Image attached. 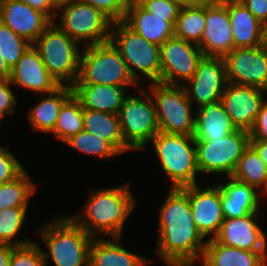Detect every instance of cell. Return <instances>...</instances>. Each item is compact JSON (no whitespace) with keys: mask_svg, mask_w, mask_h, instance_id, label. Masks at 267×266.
<instances>
[{"mask_svg":"<svg viewBox=\"0 0 267 266\" xmlns=\"http://www.w3.org/2000/svg\"><path fill=\"white\" fill-rule=\"evenodd\" d=\"M110 41L119 50L130 74L139 85L145 80L149 83L160 82L159 45L148 42L123 21L112 23Z\"/></svg>","mask_w":267,"mask_h":266,"instance_id":"6","label":"cell"},{"mask_svg":"<svg viewBox=\"0 0 267 266\" xmlns=\"http://www.w3.org/2000/svg\"><path fill=\"white\" fill-rule=\"evenodd\" d=\"M206 1L182 7L179 11L174 36L199 45L205 29Z\"/></svg>","mask_w":267,"mask_h":266,"instance_id":"30","label":"cell"},{"mask_svg":"<svg viewBox=\"0 0 267 266\" xmlns=\"http://www.w3.org/2000/svg\"><path fill=\"white\" fill-rule=\"evenodd\" d=\"M83 130L108 141L121 155L132 151L124 142L118 114L83 109Z\"/></svg>","mask_w":267,"mask_h":266,"instance_id":"29","label":"cell"},{"mask_svg":"<svg viewBox=\"0 0 267 266\" xmlns=\"http://www.w3.org/2000/svg\"><path fill=\"white\" fill-rule=\"evenodd\" d=\"M13 89L10 79H0V114L3 117L12 116L16 111L18 98Z\"/></svg>","mask_w":267,"mask_h":266,"instance_id":"41","label":"cell"},{"mask_svg":"<svg viewBox=\"0 0 267 266\" xmlns=\"http://www.w3.org/2000/svg\"><path fill=\"white\" fill-rule=\"evenodd\" d=\"M204 54L197 44L175 36L160 46V82L171 85H184L197 70Z\"/></svg>","mask_w":267,"mask_h":266,"instance_id":"12","label":"cell"},{"mask_svg":"<svg viewBox=\"0 0 267 266\" xmlns=\"http://www.w3.org/2000/svg\"><path fill=\"white\" fill-rule=\"evenodd\" d=\"M168 1L179 5L181 8L186 6H192L199 2V0H168Z\"/></svg>","mask_w":267,"mask_h":266,"instance_id":"48","label":"cell"},{"mask_svg":"<svg viewBox=\"0 0 267 266\" xmlns=\"http://www.w3.org/2000/svg\"><path fill=\"white\" fill-rule=\"evenodd\" d=\"M231 177L255 187L258 191L263 187L267 177V168L250 144L244 150Z\"/></svg>","mask_w":267,"mask_h":266,"instance_id":"34","label":"cell"},{"mask_svg":"<svg viewBox=\"0 0 267 266\" xmlns=\"http://www.w3.org/2000/svg\"><path fill=\"white\" fill-rule=\"evenodd\" d=\"M123 22L148 42L161 46L174 36V26L167 19L155 17L135 0H130Z\"/></svg>","mask_w":267,"mask_h":266,"instance_id":"26","label":"cell"},{"mask_svg":"<svg viewBox=\"0 0 267 266\" xmlns=\"http://www.w3.org/2000/svg\"><path fill=\"white\" fill-rule=\"evenodd\" d=\"M227 81L267 91V46L234 48L223 57Z\"/></svg>","mask_w":267,"mask_h":266,"instance_id":"15","label":"cell"},{"mask_svg":"<svg viewBox=\"0 0 267 266\" xmlns=\"http://www.w3.org/2000/svg\"><path fill=\"white\" fill-rule=\"evenodd\" d=\"M74 95L81 101L83 109L95 111H103L118 114L129 94L128 88H134L133 92H137L135 88L140 86H116L101 84H74Z\"/></svg>","mask_w":267,"mask_h":266,"instance_id":"23","label":"cell"},{"mask_svg":"<svg viewBox=\"0 0 267 266\" xmlns=\"http://www.w3.org/2000/svg\"><path fill=\"white\" fill-rule=\"evenodd\" d=\"M136 91L139 94L126 96L118 113L124 142L132 152L145 150L160 131L151 95L142 83Z\"/></svg>","mask_w":267,"mask_h":266,"instance_id":"9","label":"cell"},{"mask_svg":"<svg viewBox=\"0 0 267 266\" xmlns=\"http://www.w3.org/2000/svg\"><path fill=\"white\" fill-rule=\"evenodd\" d=\"M11 84L23 87L28 93L34 95L47 94L53 92L60 85L49 74L39 52L31 45L18 60V63L11 69Z\"/></svg>","mask_w":267,"mask_h":266,"instance_id":"20","label":"cell"},{"mask_svg":"<svg viewBox=\"0 0 267 266\" xmlns=\"http://www.w3.org/2000/svg\"><path fill=\"white\" fill-rule=\"evenodd\" d=\"M234 48L258 47L264 44L262 23L240 0H226Z\"/></svg>","mask_w":267,"mask_h":266,"instance_id":"27","label":"cell"},{"mask_svg":"<svg viewBox=\"0 0 267 266\" xmlns=\"http://www.w3.org/2000/svg\"><path fill=\"white\" fill-rule=\"evenodd\" d=\"M54 216L34 231L46 247H41L45 265L48 266L51 259L54 266H89L94 237L69 215Z\"/></svg>","mask_w":267,"mask_h":266,"instance_id":"3","label":"cell"},{"mask_svg":"<svg viewBox=\"0 0 267 266\" xmlns=\"http://www.w3.org/2000/svg\"><path fill=\"white\" fill-rule=\"evenodd\" d=\"M201 185L181 188L188 194L196 228L206 240H209L218 235L225 219L221 203V188L216 182L212 185Z\"/></svg>","mask_w":267,"mask_h":266,"instance_id":"13","label":"cell"},{"mask_svg":"<svg viewBox=\"0 0 267 266\" xmlns=\"http://www.w3.org/2000/svg\"><path fill=\"white\" fill-rule=\"evenodd\" d=\"M227 83L223 57L203 56L193 77L183 87L192 105L199 108L221 101Z\"/></svg>","mask_w":267,"mask_h":266,"instance_id":"14","label":"cell"},{"mask_svg":"<svg viewBox=\"0 0 267 266\" xmlns=\"http://www.w3.org/2000/svg\"><path fill=\"white\" fill-rule=\"evenodd\" d=\"M4 119V117L0 114V123L3 122L2 120Z\"/></svg>","mask_w":267,"mask_h":266,"instance_id":"52","label":"cell"},{"mask_svg":"<svg viewBox=\"0 0 267 266\" xmlns=\"http://www.w3.org/2000/svg\"><path fill=\"white\" fill-rule=\"evenodd\" d=\"M250 144L249 131L238 129L212 141H195L197 166L201 176L230 177ZM211 175V176H210Z\"/></svg>","mask_w":267,"mask_h":266,"instance_id":"11","label":"cell"},{"mask_svg":"<svg viewBox=\"0 0 267 266\" xmlns=\"http://www.w3.org/2000/svg\"><path fill=\"white\" fill-rule=\"evenodd\" d=\"M145 87L154 101L160 132L193 136L196 108L183 85L154 82Z\"/></svg>","mask_w":267,"mask_h":266,"instance_id":"10","label":"cell"},{"mask_svg":"<svg viewBox=\"0 0 267 266\" xmlns=\"http://www.w3.org/2000/svg\"><path fill=\"white\" fill-rule=\"evenodd\" d=\"M74 94L72 86L60 85L53 92L40 94L39 100L27 111L28 123L33 131L51 133L63 104Z\"/></svg>","mask_w":267,"mask_h":266,"instance_id":"24","label":"cell"},{"mask_svg":"<svg viewBox=\"0 0 267 266\" xmlns=\"http://www.w3.org/2000/svg\"><path fill=\"white\" fill-rule=\"evenodd\" d=\"M263 23L267 19V0H240Z\"/></svg>","mask_w":267,"mask_h":266,"instance_id":"44","label":"cell"},{"mask_svg":"<svg viewBox=\"0 0 267 266\" xmlns=\"http://www.w3.org/2000/svg\"><path fill=\"white\" fill-rule=\"evenodd\" d=\"M0 21L31 44L53 22L43 12L19 0H0Z\"/></svg>","mask_w":267,"mask_h":266,"instance_id":"19","label":"cell"},{"mask_svg":"<svg viewBox=\"0 0 267 266\" xmlns=\"http://www.w3.org/2000/svg\"><path fill=\"white\" fill-rule=\"evenodd\" d=\"M259 195H260V199H261L262 203L265 204L266 202H263V201L267 198V177H266V180H265L263 187L259 191Z\"/></svg>","mask_w":267,"mask_h":266,"instance_id":"49","label":"cell"},{"mask_svg":"<svg viewBox=\"0 0 267 266\" xmlns=\"http://www.w3.org/2000/svg\"><path fill=\"white\" fill-rule=\"evenodd\" d=\"M159 208L153 253L164 266H197L207 240L195 226L188 194L182 188L170 187Z\"/></svg>","mask_w":267,"mask_h":266,"instance_id":"1","label":"cell"},{"mask_svg":"<svg viewBox=\"0 0 267 266\" xmlns=\"http://www.w3.org/2000/svg\"><path fill=\"white\" fill-rule=\"evenodd\" d=\"M8 149L0 143V184L13 180L26 168Z\"/></svg>","mask_w":267,"mask_h":266,"instance_id":"39","label":"cell"},{"mask_svg":"<svg viewBox=\"0 0 267 266\" xmlns=\"http://www.w3.org/2000/svg\"><path fill=\"white\" fill-rule=\"evenodd\" d=\"M108 238V239H107ZM124 237H94L89 266H148L154 260L124 247Z\"/></svg>","mask_w":267,"mask_h":266,"instance_id":"22","label":"cell"},{"mask_svg":"<svg viewBox=\"0 0 267 266\" xmlns=\"http://www.w3.org/2000/svg\"><path fill=\"white\" fill-rule=\"evenodd\" d=\"M129 187L126 182L92 188L81 211L69 216L93 237H123L125 223L138 205Z\"/></svg>","mask_w":267,"mask_h":266,"instance_id":"2","label":"cell"},{"mask_svg":"<svg viewBox=\"0 0 267 266\" xmlns=\"http://www.w3.org/2000/svg\"><path fill=\"white\" fill-rule=\"evenodd\" d=\"M75 84L141 86L111 41L82 48L79 77Z\"/></svg>","mask_w":267,"mask_h":266,"instance_id":"8","label":"cell"},{"mask_svg":"<svg viewBox=\"0 0 267 266\" xmlns=\"http://www.w3.org/2000/svg\"><path fill=\"white\" fill-rule=\"evenodd\" d=\"M262 37L264 44L267 46V19L262 23Z\"/></svg>","mask_w":267,"mask_h":266,"instance_id":"50","label":"cell"},{"mask_svg":"<svg viewBox=\"0 0 267 266\" xmlns=\"http://www.w3.org/2000/svg\"><path fill=\"white\" fill-rule=\"evenodd\" d=\"M250 140H266L267 141V95L262 101L260 112L254 122L253 127L249 131Z\"/></svg>","mask_w":267,"mask_h":266,"instance_id":"42","label":"cell"},{"mask_svg":"<svg viewBox=\"0 0 267 266\" xmlns=\"http://www.w3.org/2000/svg\"><path fill=\"white\" fill-rule=\"evenodd\" d=\"M29 207H8L0 210V244L23 246L35 240L29 236L19 239L20 231L25 228ZM18 237V238H16Z\"/></svg>","mask_w":267,"mask_h":266,"instance_id":"33","label":"cell"},{"mask_svg":"<svg viewBox=\"0 0 267 266\" xmlns=\"http://www.w3.org/2000/svg\"><path fill=\"white\" fill-rule=\"evenodd\" d=\"M259 213H250L241 218H225L215 239L225 246L267 252V235L259 223ZM261 225V226H260Z\"/></svg>","mask_w":267,"mask_h":266,"instance_id":"18","label":"cell"},{"mask_svg":"<svg viewBox=\"0 0 267 266\" xmlns=\"http://www.w3.org/2000/svg\"><path fill=\"white\" fill-rule=\"evenodd\" d=\"M199 266H267V252H251L220 244L215 238L206 242Z\"/></svg>","mask_w":267,"mask_h":266,"instance_id":"28","label":"cell"},{"mask_svg":"<svg viewBox=\"0 0 267 266\" xmlns=\"http://www.w3.org/2000/svg\"><path fill=\"white\" fill-rule=\"evenodd\" d=\"M32 179L29 170L25 168L13 180L0 184V210L8 207H29L39 187Z\"/></svg>","mask_w":267,"mask_h":266,"instance_id":"31","label":"cell"},{"mask_svg":"<svg viewBox=\"0 0 267 266\" xmlns=\"http://www.w3.org/2000/svg\"><path fill=\"white\" fill-rule=\"evenodd\" d=\"M217 181L221 188V203L225 218H241L250 213H262L259 191L248 184L226 177ZM225 180V181H224Z\"/></svg>","mask_w":267,"mask_h":266,"instance_id":"21","label":"cell"},{"mask_svg":"<svg viewBox=\"0 0 267 266\" xmlns=\"http://www.w3.org/2000/svg\"><path fill=\"white\" fill-rule=\"evenodd\" d=\"M83 130V107L73 94L62 106L54 130L50 133L62 144Z\"/></svg>","mask_w":267,"mask_h":266,"instance_id":"32","label":"cell"},{"mask_svg":"<svg viewBox=\"0 0 267 266\" xmlns=\"http://www.w3.org/2000/svg\"><path fill=\"white\" fill-rule=\"evenodd\" d=\"M31 45L0 21V54L10 69Z\"/></svg>","mask_w":267,"mask_h":266,"instance_id":"36","label":"cell"},{"mask_svg":"<svg viewBox=\"0 0 267 266\" xmlns=\"http://www.w3.org/2000/svg\"><path fill=\"white\" fill-rule=\"evenodd\" d=\"M32 45L39 52L49 74L59 85L73 86L77 82L83 47L54 22Z\"/></svg>","mask_w":267,"mask_h":266,"instance_id":"5","label":"cell"},{"mask_svg":"<svg viewBox=\"0 0 267 266\" xmlns=\"http://www.w3.org/2000/svg\"><path fill=\"white\" fill-rule=\"evenodd\" d=\"M28 4L34 9H37L46 14L52 21H55L57 15L58 1L57 0H19Z\"/></svg>","mask_w":267,"mask_h":266,"instance_id":"43","label":"cell"},{"mask_svg":"<svg viewBox=\"0 0 267 266\" xmlns=\"http://www.w3.org/2000/svg\"><path fill=\"white\" fill-rule=\"evenodd\" d=\"M250 145L259 154L261 160L267 168V141L266 140H250Z\"/></svg>","mask_w":267,"mask_h":266,"instance_id":"46","label":"cell"},{"mask_svg":"<svg viewBox=\"0 0 267 266\" xmlns=\"http://www.w3.org/2000/svg\"><path fill=\"white\" fill-rule=\"evenodd\" d=\"M63 144H66L71 149L77 150L86 156L96 159H109L120 156L121 154L106 140L99 136L82 130L76 135L71 136Z\"/></svg>","mask_w":267,"mask_h":266,"instance_id":"35","label":"cell"},{"mask_svg":"<svg viewBox=\"0 0 267 266\" xmlns=\"http://www.w3.org/2000/svg\"><path fill=\"white\" fill-rule=\"evenodd\" d=\"M16 246L0 244V266H10L12 251Z\"/></svg>","mask_w":267,"mask_h":266,"instance_id":"45","label":"cell"},{"mask_svg":"<svg viewBox=\"0 0 267 266\" xmlns=\"http://www.w3.org/2000/svg\"><path fill=\"white\" fill-rule=\"evenodd\" d=\"M82 3L90 4L106 17H108L113 23L123 21L126 9L130 0H78Z\"/></svg>","mask_w":267,"mask_h":266,"instance_id":"40","label":"cell"},{"mask_svg":"<svg viewBox=\"0 0 267 266\" xmlns=\"http://www.w3.org/2000/svg\"><path fill=\"white\" fill-rule=\"evenodd\" d=\"M145 11L155 17L167 19L174 27L181 7L168 0H135Z\"/></svg>","mask_w":267,"mask_h":266,"instance_id":"38","label":"cell"},{"mask_svg":"<svg viewBox=\"0 0 267 266\" xmlns=\"http://www.w3.org/2000/svg\"><path fill=\"white\" fill-rule=\"evenodd\" d=\"M11 69L6 64L3 56L0 54V79H10Z\"/></svg>","mask_w":267,"mask_h":266,"instance_id":"47","label":"cell"},{"mask_svg":"<svg viewBox=\"0 0 267 266\" xmlns=\"http://www.w3.org/2000/svg\"><path fill=\"white\" fill-rule=\"evenodd\" d=\"M204 56L224 57L234 49L226 0L206 1V22L201 43Z\"/></svg>","mask_w":267,"mask_h":266,"instance_id":"16","label":"cell"},{"mask_svg":"<svg viewBox=\"0 0 267 266\" xmlns=\"http://www.w3.org/2000/svg\"><path fill=\"white\" fill-rule=\"evenodd\" d=\"M199 1H222V0H199Z\"/></svg>","mask_w":267,"mask_h":266,"instance_id":"51","label":"cell"},{"mask_svg":"<svg viewBox=\"0 0 267 266\" xmlns=\"http://www.w3.org/2000/svg\"><path fill=\"white\" fill-rule=\"evenodd\" d=\"M266 95L263 89L228 82L221 103L238 129L250 131Z\"/></svg>","mask_w":267,"mask_h":266,"instance_id":"17","label":"cell"},{"mask_svg":"<svg viewBox=\"0 0 267 266\" xmlns=\"http://www.w3.org/2000/svg\"><path fill=\"white\" fill-rule=\"evenodd\" d=\"M53 22L82 47L110 41L113 22L90 4L61 0Z\"/></svg>","mask_w":267,"mask_h":266,"instance_id":"7","label":"cell"},{"mask_svg":"<svg viewBox=\"0 0 267 266\" xmlns=\"http://www.w3.org/2000/svg\"><path fill=\"white\" fill-rule=\"evenodd\" d=\"M238 130L221 101L195 109V141H212Z\"/></svg>","mask_w":267,"mask_h":266,"instance_id":"25","label":"cell"},{"mask_svg":"<svg viewBox=\"0 0 267 266\" xmlns=\"http://www.w3.org/2000/svg\"><path fill=\"white\" fill-rule=\"evenodd\" d=\"M148 146L150 148L152 146L160 170L164 172L168 183L170 181L171 188L200 184L193 136L159 131L147 145L146 150Z\"/></svg>","mask_w":267,"mask_h":266,"instance_id":"4","label":"cell"},{"mask_svg":"<svg viewBox=\"0 0 267 266\" xmlns=\"http://www.w3.org/2000/svg\"><path fill=\"white\" fill-rule=\"evenodd\" d=\"M10 266H46L40 243L35 240L16 246L12 251Z\"/></svg>","mask_w":267,"mask_h":266,"instance_id":"37","label":"cell"}]
</instances>
